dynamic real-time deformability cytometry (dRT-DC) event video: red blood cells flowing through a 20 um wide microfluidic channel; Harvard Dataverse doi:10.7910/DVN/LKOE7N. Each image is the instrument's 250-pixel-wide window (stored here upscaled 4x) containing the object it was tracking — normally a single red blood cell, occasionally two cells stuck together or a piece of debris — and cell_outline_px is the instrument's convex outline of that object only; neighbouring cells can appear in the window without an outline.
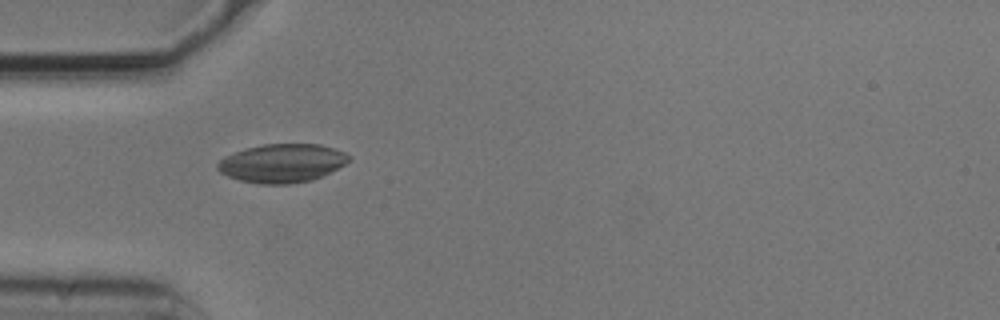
{"species": "common noctule bat (a hibernating species)", "species_latin": "Nyctalus noctula", "temperature_condition": "cold", "stored_images_in_passage": 4, "camera_frame_rate_fps": 3000, "um_per_image_px": 0.085, "animal": {"sex": "male", "body_mass_g": 20.5, "forearm_length_mm": 52.5}, "frame": {"image": 1, "passage_image": 3, "time_ms": 0.667, "image_size_px": [1000, 320], "cell_outline_px": [[352, 156], [344, 164], [312, 180], [288, 184], [260, 184], [240, 180], [228, 176], [220, 172], [216, 168], [216, 164], [224, 156], [248, 148], [264, 144], [320, 144], [344, 152]], "centroid_in_image_um": [23.95, 13.87], "position_along_channel_um": 61.1, "area_um2": 29.19}}
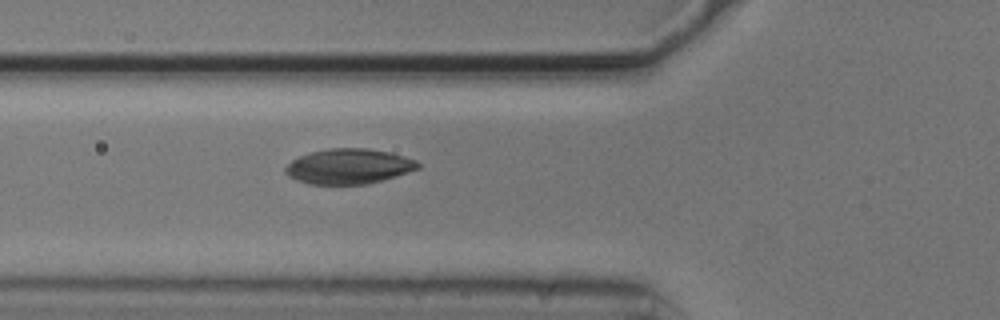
{"frame": {"image": 2, "passage_image": 4, "time_ms": 1.0, "image_size_px": [1000, 320], "cell_outline_px": [[420, 168], [396, 176], [368, 184], [308, 184], [296, 180], [288, 176], [284, 172], [284, 168], [292, 160], [300, 156], [312, 152], [328, 148], [368, 148], [388, 152], [404, 156], [416, 160], [420, 164]], "centroid_in_image_um": [29.64, 14.14], "position_along_channel_um": 96.2, "area_um2": 27.17}}